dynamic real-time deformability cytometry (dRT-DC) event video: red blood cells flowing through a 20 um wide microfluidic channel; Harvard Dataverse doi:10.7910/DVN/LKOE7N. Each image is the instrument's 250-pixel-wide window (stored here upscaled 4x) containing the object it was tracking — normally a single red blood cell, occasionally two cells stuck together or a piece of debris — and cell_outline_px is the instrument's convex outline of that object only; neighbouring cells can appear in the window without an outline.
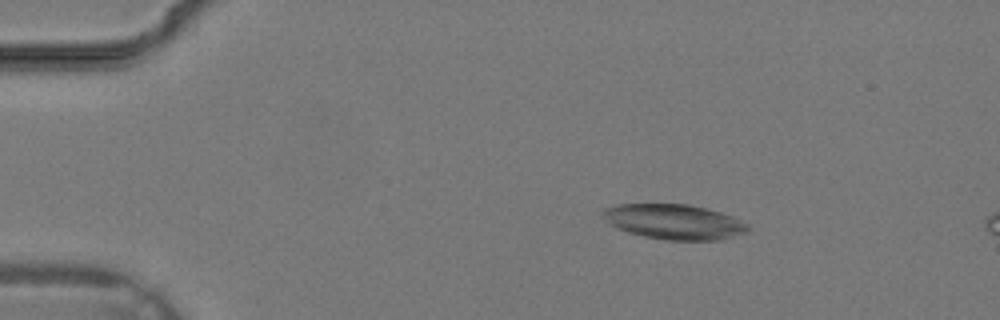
{"species": "common noctule bat (a hibernating species)", "species_latin": "Nyctalus noctula", "temperature_condition": "warm", "stored_images_in_passage": 11, "camera_frame_rate_fps": 3000, "um_per_image_px": 0.085, "animal": {"sex": "male", "body_mass_g": 19.2, "forearm_length_mm": 51.8}, "frame": {"image": 1, "passage_image": 7, "time_ms": 2.0, "image_size_px": [1000, 320], "cell_outline_px": [[748, 232], [720, 240], [664, 240], [644, 236], [628, 232], [616, 228], [608, 224], [600, 216], [600, 212], [604, 208], [616, 204], [688, 204], [720, 212], [732, 216], [748, 224]], "centroid_in_image_um": [57.24, 18.85], "position_along_channel_um": 27.8, "area_um2": 29.88}}